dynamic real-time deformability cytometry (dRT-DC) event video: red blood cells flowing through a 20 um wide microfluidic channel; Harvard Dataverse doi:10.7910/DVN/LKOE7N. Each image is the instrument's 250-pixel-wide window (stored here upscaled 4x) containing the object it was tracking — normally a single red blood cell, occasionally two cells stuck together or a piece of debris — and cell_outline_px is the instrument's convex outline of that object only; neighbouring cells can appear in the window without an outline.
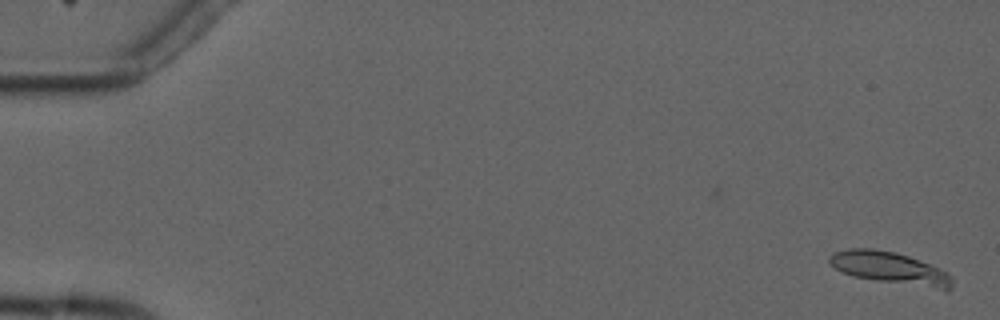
{"species": "common noctule bat (a hibernating species)", "species_latin": "Nyctalus noctula", "temperature_condition": "cold", "stored_images_in_passage": 5, "camera_frame_rate_fps": 3000, "um_per_image_px": 0.085, "animal": {"sex": "male", "forearm_length_mm": 52.5}, "frame": {"image": 1, "passage_image": 1, "time_ms": 0.0, "image_size_px": [1000, 320], "cell_outline_px": [[952, 288], [948, 292], [876, 280], [856, 276], [844, 272], [836, 268], [828, 260], [828, 256], [832, 252], [848, 248], [872, 248], [896, 252], [908, 256], [948, 272], [952, 276]], "centroid_in_image_um": [75.71, 22.8], "position_along_channel_um": 9.3, "area_um2": 23.12}}